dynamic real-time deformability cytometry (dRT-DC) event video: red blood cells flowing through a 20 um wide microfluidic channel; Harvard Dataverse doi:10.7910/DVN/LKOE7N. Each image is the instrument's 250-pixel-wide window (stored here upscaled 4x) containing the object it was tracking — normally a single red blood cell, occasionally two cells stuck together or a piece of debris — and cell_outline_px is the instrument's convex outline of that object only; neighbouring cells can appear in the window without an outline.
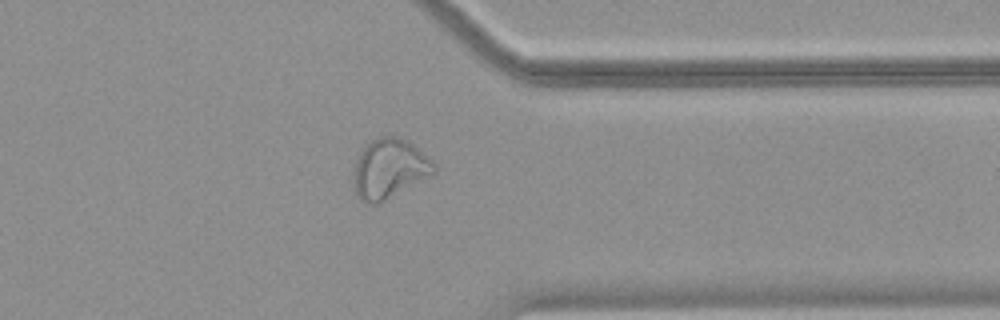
{"species": "common noctule bat (a hibernating species)", "species_latin": "Nyctalus noctula", "temperature_condition": "warm", "stored_images_in_passage": 50, "camera_frame_rate_fps": 3000, "um_per_image_px": 0.085, "animal": {"sex": "female", "body_mass_g": 18.4}, "frame": {"image": 1, "passage_image": 40, "time_ms": 13.0, "image_size_px": [1000, 320], "cell_outline_px": [[436, 172], [376, 204], [368, 204], [360, 200], [356, 196], [352, 188], [352, 172], [356, 160], [360, 152], [372, 140], [380, 136], [400, 136], [412, 144], [432, 160], [436, 164]], "centroid_in_image_um": [33.04, 14.34], "position_along_channel_um": 378.4, "area_um2": 27.86}}
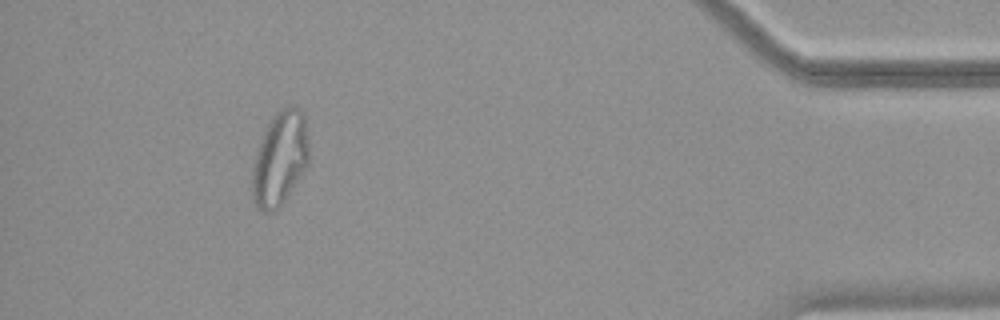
{"frame": {"image": 2, "passage_image": 46, "time_ms": 15.0, "image_size_px": [1000, 320], "cell_outline_px": [[308, 164], [284, 200], [272, 212], [264, 212], [252, 200], [252, 168], [256, 152], [260, 140], [272, 116], [276, 112], [288, 104], [296, 104], [304, 112], [308, 140]], "centroid_in_image_um": [23.79, 13.41], "position_along_channel_um": 411.4, "area_um2": 31.04}}